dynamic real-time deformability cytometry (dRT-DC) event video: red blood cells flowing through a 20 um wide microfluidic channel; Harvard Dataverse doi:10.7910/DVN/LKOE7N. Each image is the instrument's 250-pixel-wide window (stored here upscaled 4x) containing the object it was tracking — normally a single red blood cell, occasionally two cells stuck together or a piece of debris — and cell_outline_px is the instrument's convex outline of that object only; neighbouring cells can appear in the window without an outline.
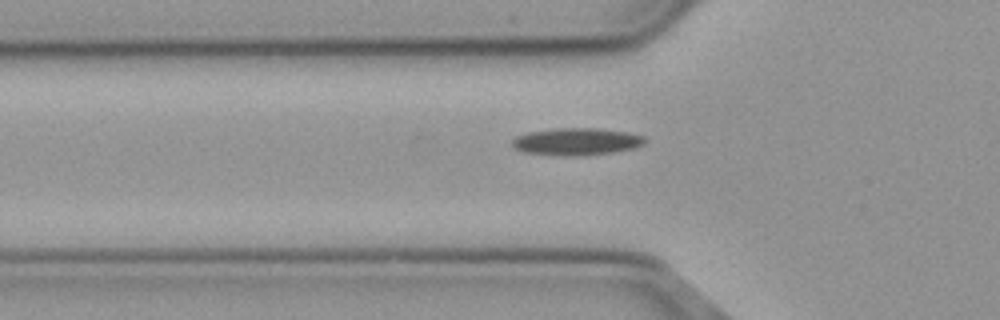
{"species": "common noctule bat (a hibernating species)", "species_latin": "Nyctalus noctula", "temperature_condition": "cold", "stored_images_in_passage": 41, "camera_frame_rate_fps": 3000, "um_per_image_px": 0.085, "animal": {"sex": "male", "body_mass_g": 23.1, "forearm_length_mm": 52.7}, "frame": {"image": 1, "passage_image": 8, "time_ms": 2.333, "image_size_px": [1000, 320], "cell_outline_px": [[644, 144], [632, 148], [612, 152], [524, 152], [516, 148], [512, 144], [512, 140], [516, 136], [528, 132], [556, 128], [596, 128], [628, 132], [644, 136]], "centroid_in_image_um": [49.03, 11.95], "position_along_channel_um": 76.8, "area_um2": 19.42}}
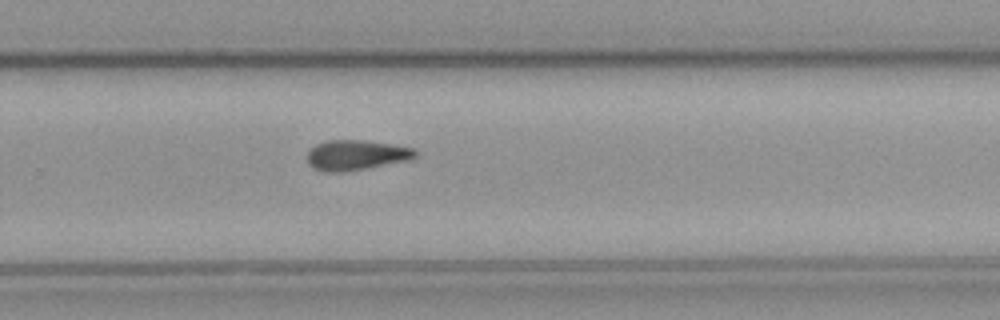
{"frame": {"image": 2, "passage_image": 26, "time_ms": 8.333, "image_size_px": [1000, 320], "cell_outline_px": [[416, 156], [412, 160], [344, 172], [328, 172], [312, 168], [308, 164], [308, 152], [316, 144], [328, 140], [364, 140], [392, 144], [416, 148]], "centroid_in_image_um": [30.3, 13.18], "position_along_channel_um": 299.5, "area_um2": 19.13}}
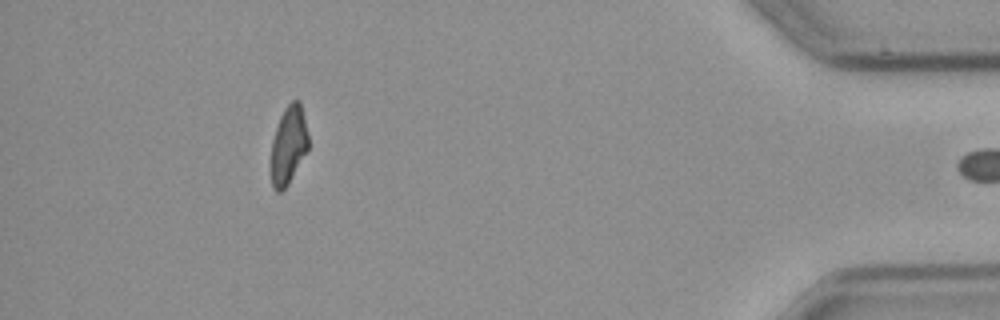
{"frame": {"image": 3, "passage_image": 40, "time_ms": 13.0, "image_size_px": [1000, 320], "cell_outline_px": [[308, 148], [288, 184], [280, 192], [276, 192], [272, 188], [272, 140], [280, 116], [284, 108], [292, 100], [300, 100], [308, 136]], "centroid_in_image_um": [24.52, 12.31], "position_along_channel_um": 410.7, "area_um2": 16.65}}